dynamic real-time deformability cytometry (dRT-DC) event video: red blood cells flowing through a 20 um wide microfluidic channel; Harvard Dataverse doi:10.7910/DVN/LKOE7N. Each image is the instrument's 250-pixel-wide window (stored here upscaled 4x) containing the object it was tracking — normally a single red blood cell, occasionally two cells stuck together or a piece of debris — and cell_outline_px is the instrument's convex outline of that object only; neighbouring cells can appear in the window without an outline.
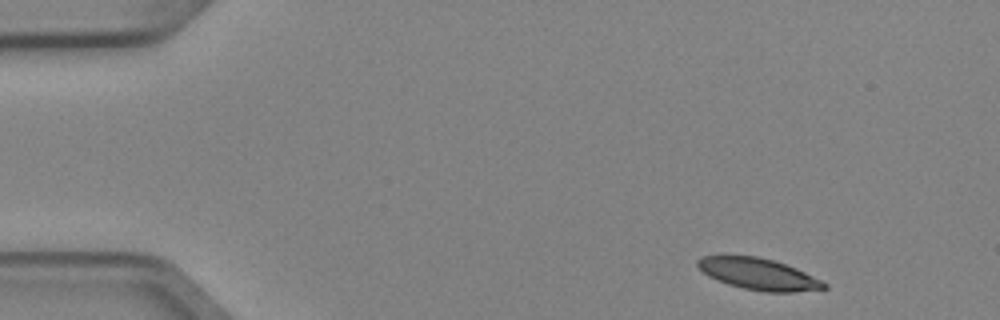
{"species": "Egyptian fruit bat (a non-hibernating species)", "species_latin": "Rousettus aegyptiacus", "temperature_condition": "cold", "stored_images_in_passage": 4, "camera_frame_rate_fps": 3000, "um_per_image_px": 0.085, "animal": {"sex": "female"}, "frame": {"image": 1, "passage_image": 1, "time_ms": 0.0, "image_size_px": [1000, 320], "cell_outline_px": [[828, 288], [792, 292], [764, 292], [744, 288], [728, 284], [716, 280], [708, 276], [696, 264], [696, 260], [700, 256], [756, 256], [772, 260], [796, 268], [828, 284]], "centroid_in_image_um": [64.45, 23.3], "position_along_channel_um": 20.6, "area_um2": 22.95}}
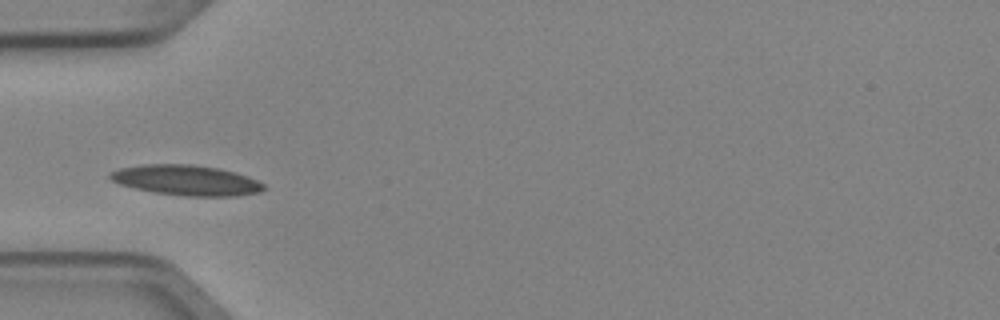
{"frame": {"image": 2, "passage_image": 4, "time_ms": 1.0, "image_size_px": [1000, 320], "cell_outline_px": [[268, 188], [260, 192], [236, 196], [184, 196], [156, 192], [136, 188], [120, 184], [112, 180], [108, 176], [108, 172], [120, 168], [144, 164], [192, 164], [220, 168], [236, 172], [256, 180], [264, 184]], "centroid_in_image_um": [15.86, 15.31], "position_along_channel_um": 69.1, "area_um2": 27.17}}